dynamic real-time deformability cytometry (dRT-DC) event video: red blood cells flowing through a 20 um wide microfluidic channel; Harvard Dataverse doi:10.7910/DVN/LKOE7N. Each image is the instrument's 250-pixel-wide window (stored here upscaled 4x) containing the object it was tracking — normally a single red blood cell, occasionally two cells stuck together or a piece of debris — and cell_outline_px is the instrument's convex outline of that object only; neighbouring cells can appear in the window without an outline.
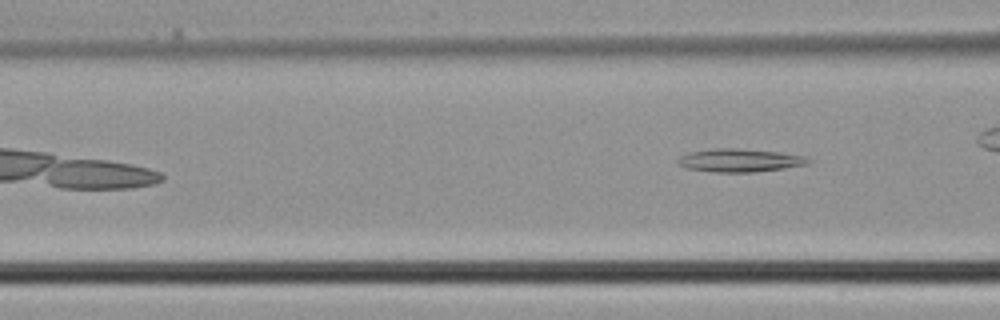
{"species": "common noctule bat (a hibernating species)", "species_latin": "Nyctalus noctula", "temperature_condition": "cold", "stored_images_in_passage": 5, "camera_frame_rate_fps": 3000, "um_per_image_px": 0.085, "animal": {"sex": "male", "body_mass_g": 21.5, "forearm_length_mm": 52.0}, "frame": {"image": 1, "passage_image": 5, "time_ms": 1.333, "image_size_px": [1000, 320], "cell_outline_px": [[812, 160], [808, 164], [784, 168], [752, 172], [716, 172], [684, 168], [676, 164], [676, 160], [680, 156], [688, 152], [712, 148], [736, 148], [780, 152], [804, 156]], "centroid_in_image_um": [62.82, 13.62], "position_along_channel_um": 103.8, "area_um2": 17.74}}